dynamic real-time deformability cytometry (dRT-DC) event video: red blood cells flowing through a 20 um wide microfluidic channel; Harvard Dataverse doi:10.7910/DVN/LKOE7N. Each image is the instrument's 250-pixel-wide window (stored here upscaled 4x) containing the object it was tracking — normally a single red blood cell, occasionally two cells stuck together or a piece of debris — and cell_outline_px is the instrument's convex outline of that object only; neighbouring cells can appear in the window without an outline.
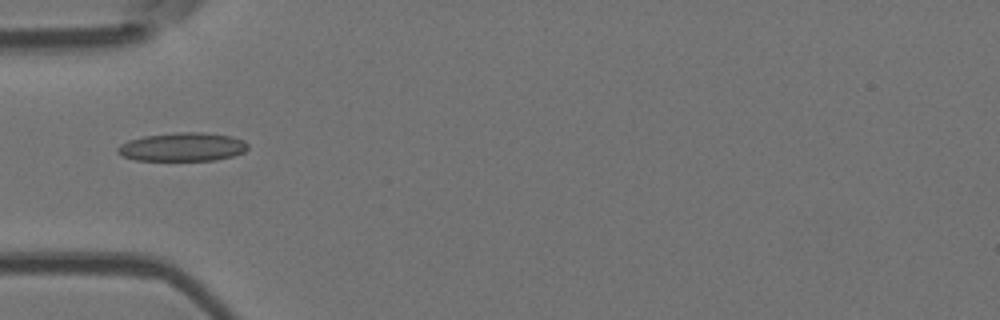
{"species": "Egyptian fruit bat (a non-hibernating species)", "species_latin": "Rousettus aegyptiacus", "temperature_condition": "room temperature", "stored_images_in_passage": 3, "camera_frame_rate_fps": 3000, "um_per_image_px": 0.085, "animal": {"sex": "female"}, "frame": {"image": 1, "passage_image": 1, "time_ms": 0.0, "image_size_px": [1000, 320], "cell_outline_px": [[248, 148], [244, 152], [232, 156], [212, 160], [136, 160], [120, 156], [116, 152], [116, 148], [120, 144], [128, 140], [144, 136], [176, 132], [204, 132], [232, 136], [244, 140], [248, 144]], "centroid_in_image_um": [15.49, 12.48], "position_along_channel_um": 69.5, "area_um2": 21.85}}